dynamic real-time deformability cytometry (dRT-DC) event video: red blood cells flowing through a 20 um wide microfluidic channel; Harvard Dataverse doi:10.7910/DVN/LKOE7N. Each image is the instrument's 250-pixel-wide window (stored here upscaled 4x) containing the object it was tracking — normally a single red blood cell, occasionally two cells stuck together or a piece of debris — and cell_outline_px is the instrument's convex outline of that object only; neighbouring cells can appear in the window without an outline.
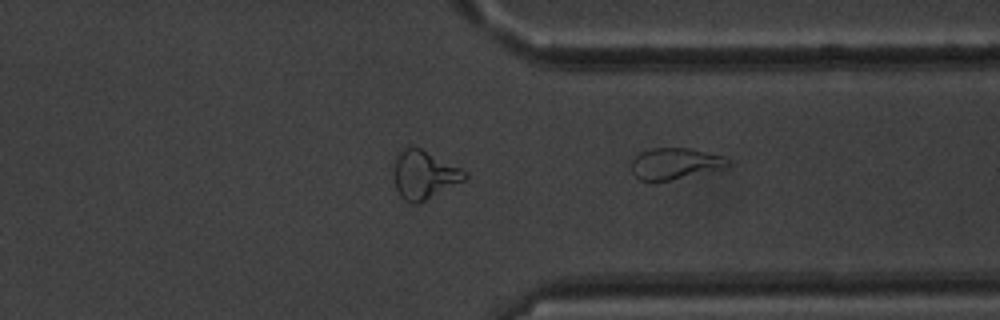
{"species": "common noctule bat (a hibernating species)", "species_latin": "Nyctalus noctula", "temperature_condition": "warm", "stored_images_in_passage": 41, "camera_frame_rate_fps": 3000, "um_per_image_px": 0.085, "animal": {"sex": "male", "body_mass_g": 20.1, "forearm_length_mm": 53.5}, "frame": {"image": 1, "passage_image": 41, "time_ms": 13.333, "image_size_px": [1000, 320], "cell_outline_px": [[728, 164], [716, 168], [668, 180], [640, 180], [632, 172], [632, 160], [640, 152], [652, 148], [692, 148], [720, 156], [728, 160]], "centroid_in_image_um": [57.26, 13.87], "position_along_channel_um": 354.1, "area_um2": 16.65}}